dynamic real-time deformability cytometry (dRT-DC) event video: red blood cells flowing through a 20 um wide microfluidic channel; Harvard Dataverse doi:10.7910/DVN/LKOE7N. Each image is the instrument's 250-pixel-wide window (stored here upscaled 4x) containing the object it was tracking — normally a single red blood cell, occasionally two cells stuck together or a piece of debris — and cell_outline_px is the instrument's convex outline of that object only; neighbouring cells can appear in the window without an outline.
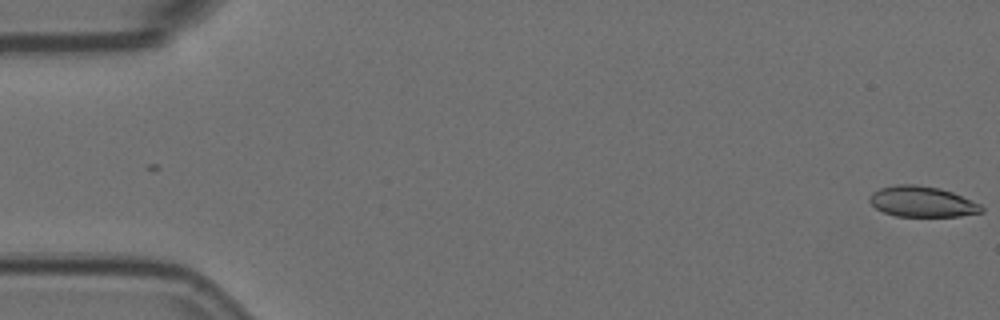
{"species": "Egyptian fruit bat (a non-hibernating species)", "species_latin": "Rousettus aegyptiacus", "temperature_condition": "room temperature", "stored_images_in_passage": 10, "camera_frame_rate_fps": 3000, "um_per_image_px": 0.085, "animal": {"sex": "female"}, "frame": {"image": 1, "passage_image": 1, "time_ms": 0.0, "image_size_px": [1000, 320], "cell_outline_px": [[984, 212], [960, 216], [896, 216], [884, 212], [876, 208], [868, 200], [868, 196], [872, 192], [880, 188], [896, 184], [916, 184], [940, 188], [952, 192], [980, 204], [984, 208]], "centroid_in_image_um": [78.37, 17.13], "position_along_channel_um": 6.6, "area_um2": 20.06}}
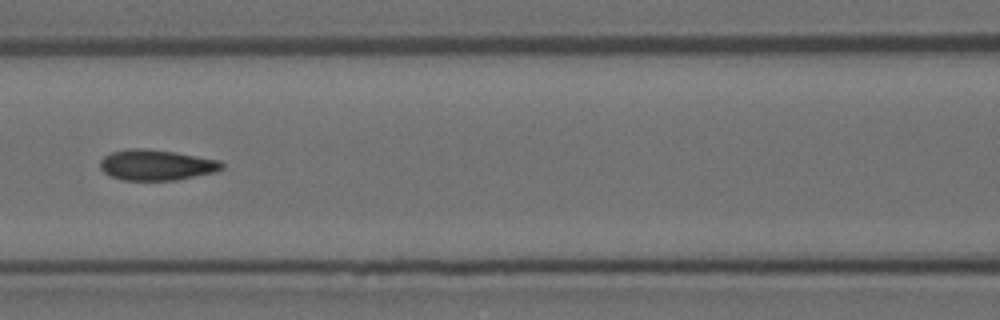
{"frame": {"image": 2, "passage_image": 7, "time_ms": 2.0, "image_size_px": [1000, 320], "cell_outline_px": [[224, 168], [216, 172], [176, 180], [124, 180], [112, 176], [104, 172], [100, 168], [100, 160], [104, 156], [112, 152], [128, 148], [144, 148], [176, 152], [220, 160], [224, 164]], "centroid_in_image_um": [13.32, 14.01], "position_along_channel_um": 153.3, "area_um2": 21.85}}
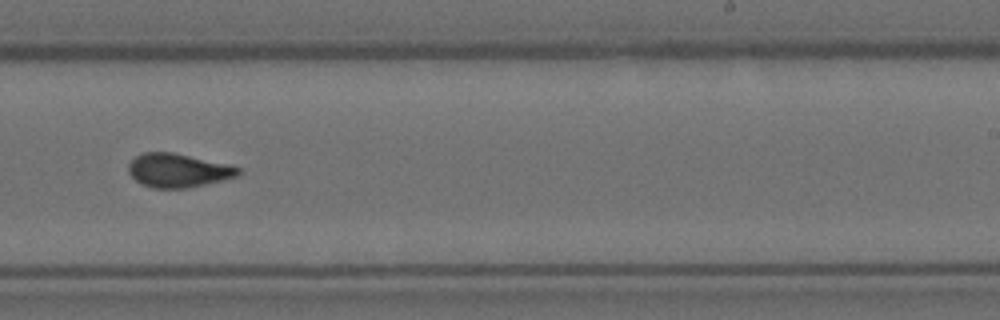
{"frame": {"image": 3, "passage_image": 10, "time_ms": 3.0, "image_size_px": [1000, 320], "cell_outline_px": [[244, 172], [236, 176], [188, 188], [152, 188], [140, 184], [128, 172], [128, 164], [136, 156], [144, 152], [172, 152], [224, 164], [240, 168]], "centroid_in_image_um": [15.09, 14.49], "position_along_channel_um": 273.9, "area_um2": 21.27}}